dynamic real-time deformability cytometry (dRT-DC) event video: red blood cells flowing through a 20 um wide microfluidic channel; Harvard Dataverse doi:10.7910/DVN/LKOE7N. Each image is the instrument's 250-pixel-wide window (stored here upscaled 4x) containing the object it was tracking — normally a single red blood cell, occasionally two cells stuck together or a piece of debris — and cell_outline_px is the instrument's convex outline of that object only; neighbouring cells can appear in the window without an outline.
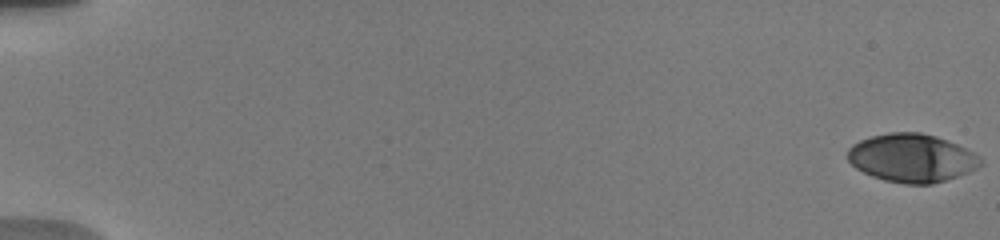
{"species": "human", "species_latin": "Homo sapiens", "temperature_condition": "warm", "stored_images_in_passage": 11, "camera_frame_rate_fps": 3000, "um_per_image_px": 0.085, "donor": {"sex": "male"}, "frame": {"image": 1, "passage_image": 1, "time_ms": 0.0, "image_size_px": [1000, 240], "cell_outline_px": [[984, 164], [968, 172], [932, 184], [904, 184], [884, 180], [872, 176], [856, 168], [848, 160], [848, 148], [852, 144], [860, 140], [872, 136], [888, 132], [920, 132], [936, 136], [956, 144], [980, 156], [984, 160]], "centroid_in_image_um": [77.5, 13.42], "position_along_channel_um": 7.5, "area_um2": 37.34}}
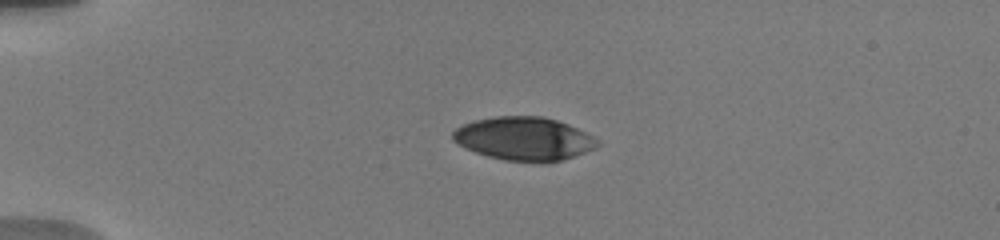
{"frame": {"image": 2, "passage_image": 8, "time_ms": 4.667, "image_size_px": [1000, 240], "cell_outline_px": [[600, 144], [596, 148], [564, 160], [544, 164], [540, 164], [504, 160], [488, 156], [476, 152], [452, 140], [452, 132], [456, 128], [464, 124], [476, 120], [496, 116], [544, 116], [568, 124], [600, 140]], "centroid_in_image_um": [44.58, 11.81], "position_along_channel_um": 40.4, "area_um2": 36.82}}
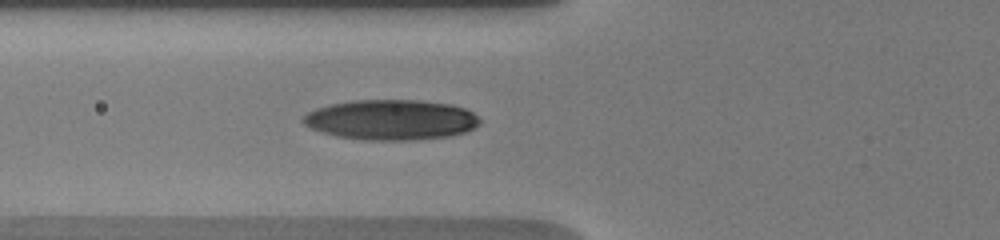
{"frame": {"image": 3, "passage_image": 11, "time_ms": 7.333, "image_size_px": [1000, 240], "cell_outline_px": [[480, 124], [464, 132], [452, 136], [416, 140], [364, 140], [336, 136], [312, 128], [304, 124], [300, 120], [308, 112], [316, 108], [332, 104], [352, 100], [420, 100], [452, 104], [464, 108], [472, 112], [480, 120]], "centroid_in_image_um": [33.25, 10.18], "position_along_channel_um": 92.5, "area_um2": 41.5}}